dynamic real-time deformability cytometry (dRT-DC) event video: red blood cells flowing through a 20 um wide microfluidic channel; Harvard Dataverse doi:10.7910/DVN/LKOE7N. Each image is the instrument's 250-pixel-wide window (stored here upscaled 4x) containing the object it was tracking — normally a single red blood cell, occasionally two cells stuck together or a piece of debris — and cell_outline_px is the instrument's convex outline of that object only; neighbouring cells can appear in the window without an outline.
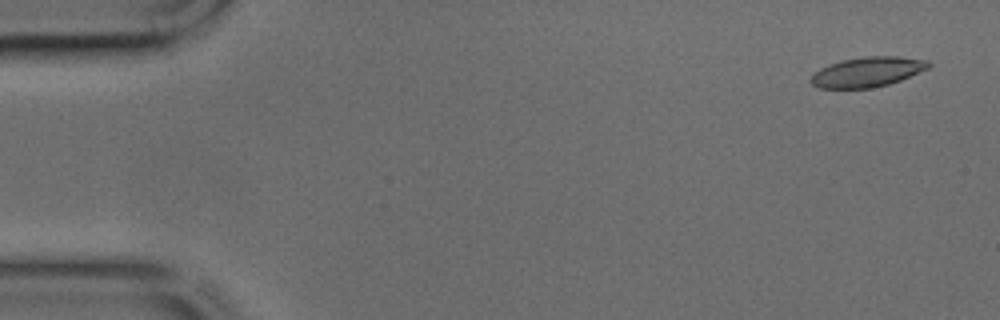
{"species": "common noctule bat (a hibernating species)", "species_latin": "Nyctalus noctula", "temperature_condition": "cold", "stored_images_in_passage": 44, "camera_frame_rate_fps": 3000, "um_per_image_px": 0.085, "animal": {"sex": "male", "body_mass_g": 17.9, "forearm_length_mm": 54.2}, "frame": {"image": 1, "passage_image": 2, "time_ms": 0.333, "image_size_px": [1000, 320], "cell_outline_px": [[932, 64], [928, 68], [900, 80], [888, 84], [872, 88], [820, 88], [812, 84], [808, 80], [820, 68], [828, 64], [844, 60], [864, 56], [900, 56], [928, 60]], "centroid_in_image_um": [73.73, 6.11], "position_along_channel_um": 11.3, "area_um2": 20.46}}
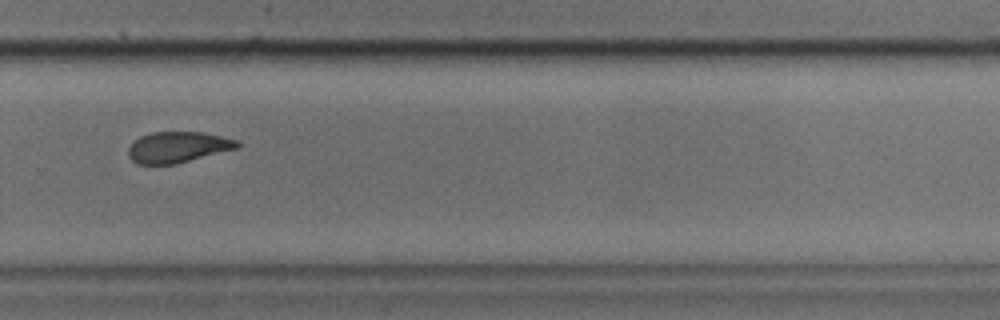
{"frame": {"image": 2, "passage_image": 30, "time_ms": 9.667, "image_size_px": [1000, 320], "cell_outline_px": [[240, 148], [176, 164], [136, 164], [128, 156], [128, 148], [140, 136], [152, 132], [200, 132], [220, 136], [236, 140], [240, 144]], "centroid_in_image_um": [15.12, 12.52], "position_along_channel_um": 314.7, "area_um2": 19.65}}
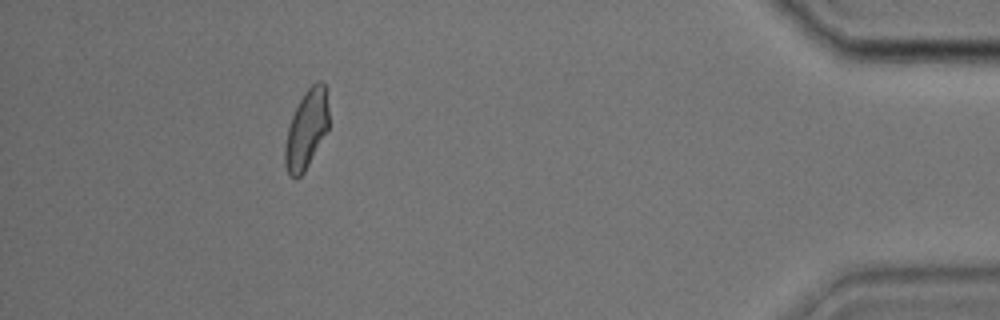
{"frame": {"image": 3, "passage_image": 40, "time_ms": 13.0, "image_size_px": [1000, 320], "cell_outline_px": [[328, 128], [304, 172], [296, 180], [288, 172], [284, 164], [284, 148], [288, 128], [292, 116], [304, 92], [312, 84], [320, 80], [324, 84], [328, 108]], "centroid_in_image_um": [26.03, 11.01], "position_along_channel_um": 409.2, "area_um2": 19.71}}